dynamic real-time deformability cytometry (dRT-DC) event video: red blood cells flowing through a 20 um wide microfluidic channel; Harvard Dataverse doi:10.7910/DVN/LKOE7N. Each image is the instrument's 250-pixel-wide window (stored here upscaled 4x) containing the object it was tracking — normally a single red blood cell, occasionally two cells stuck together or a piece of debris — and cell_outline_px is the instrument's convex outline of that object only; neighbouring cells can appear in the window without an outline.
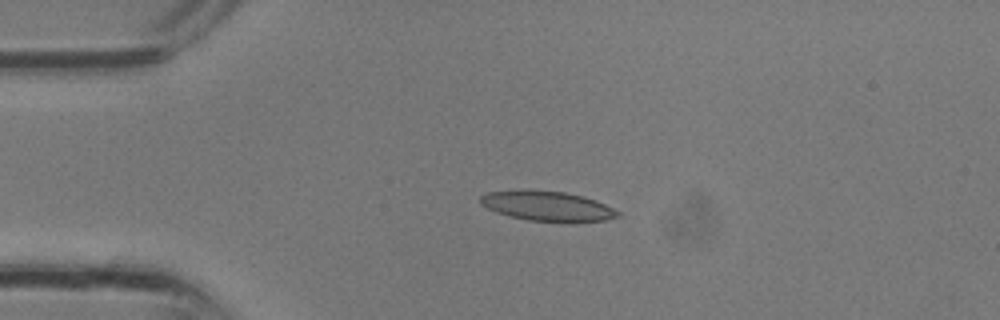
{"species": "common noctule bat (a hibernating species)", "species_latin": "Nyctalus noctula", "temperature_condition": "room temperature", "stored_images_in_passage": 1, "camera_frame_rate_fps": 3000, "um_per_image_px": 0.085, "animal": {"sex": "male", "body_mass_g": 13.3}, "frame": {"image": 1, "passage_image": 1, "time_ms": 0.0, "image_size_px": [1000, 320], "cell_outline_px": [[620, 216], [608, 220], [528, 220], [508, 216], [496, 212], [480, 204], [480, 196], [488, 192], [564, 192], [584, 196], [596, 200], [620, 212]], "centroid_in_image_um": [46.54, 17.53], "position_along_channel_um": 38.5, "area_um2": 22.6}}